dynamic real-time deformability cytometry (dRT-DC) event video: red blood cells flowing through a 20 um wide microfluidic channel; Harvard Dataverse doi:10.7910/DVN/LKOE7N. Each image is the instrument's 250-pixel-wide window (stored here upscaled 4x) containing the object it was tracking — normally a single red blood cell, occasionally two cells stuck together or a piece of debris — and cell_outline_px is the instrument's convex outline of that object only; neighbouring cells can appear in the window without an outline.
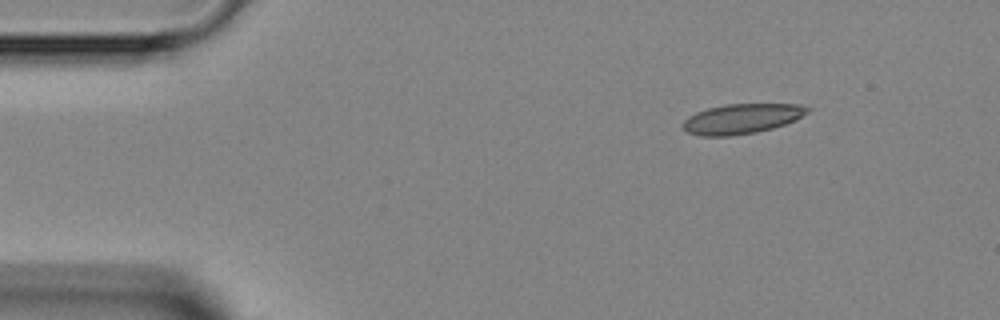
{"species": "Egyptian fruit bat (a non-hibernating species)", "species_latin": "Rousettus aegyptiacus", "temperature_condition": "room temperature", "stored_images_in_passage": 5, "segment_of_instrument_passage": [2, 2], "camera_frame_rate_fps": 3000, "um_per_image_px": 0.085, "animal": {"sex": "female"}, "frame": {"image": 1, "passage_image": 5, "time_ms": 4.667, "image_size_px": [1000, 320], "cell_outline_px": [[812, 108], [808, 112], [784, 124], [772, 128], [756, 132], [732, 136], [700, 136], [688, 132], [684, 128], [684, 120], [688, 116], [696, 112], [708, 108], [724, 104], [800, 104]], "centroid_in_image_um": [63.03, 10.09], "position_along_channel_um": 22.0, "area_um2": 21.56}}